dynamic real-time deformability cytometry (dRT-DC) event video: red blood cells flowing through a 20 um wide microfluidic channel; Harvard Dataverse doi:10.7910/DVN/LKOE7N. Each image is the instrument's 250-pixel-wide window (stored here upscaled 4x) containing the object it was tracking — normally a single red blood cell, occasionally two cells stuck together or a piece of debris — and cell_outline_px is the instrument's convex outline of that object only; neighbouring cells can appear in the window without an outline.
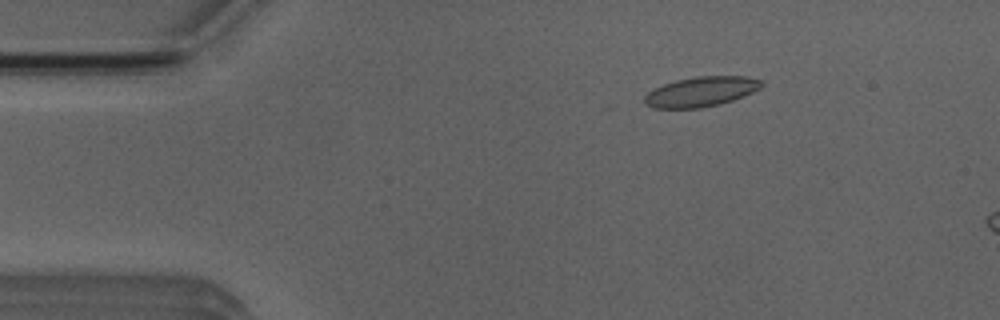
{"species": "Egyptian fruit bat (a non-hibernating species)", "species_latin": "Rousettus aegyptiacus", "temperature_condition": "room temperature", "stored_images_in_passage": 5, "camera_frame_rate_fps": 3000, "um_per_image_px": 0.085, "animal": {"sex": "male"}, "frame": {"image": 1, "passage_image": 3, "time_ms": 2.333, "image_size_px": [1000, 320], "cell_outline_px": [[764, 84], [760, 88], [752, 92], [732, 100], [720, 104], [700, 108], [652, 108], [644, 104], [644, 96], [652, 88], [676, 80], [696, 76], [744, 76], [764, 80]], "centroid_in_image_um": [59.57, 7.79], "position_along_channel_um": 25.4, "area_um2": 20.52}}